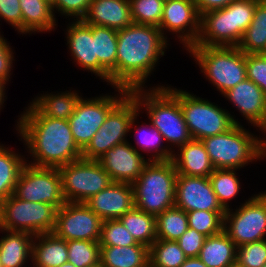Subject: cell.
Here are the masks:
<instances>
[{
	"instance_id": "6da1fadb",
	"label": "cell",
	"mask_w": 266,
	"mask_h": 267,
	"mask_svg": "<svg viewBox=\"0 0 266 267\" xmlns=\"http://www.w3.org/2000/svg\"><path fill=\"white\" fill-rule=\"evenodd\" d=\"M19 117L16 130L33 157L29 164L58 168L82 158L68 120L43 116L31 103Z\"/></svg>"
},
{
	"instance_id": "7a4b0ae2",
	"label": "cell",
	"mask_w": 266,
	"mask_h": 267,
	"mask_svg": "<svg viewBox=\"0 0 266 267\" xmlns=\"http://www.w3.org/2000/svg\"><path fill=\"white\" fill-rule=\"evenodd\" d=\"M167 36L152 25L132 23L117 30L116 87L144 88L159 58L167 49Z\"/></svg>"
},
{
	"instance_id": "3957f363",
	"label": "cell",
	"mask_w": 266,
	"mask_h": 267,
	"mask_svg": "<svg viewBox=\"0 0 266 267\" xmlns=\"http://www.w3.org/2000/svg\"><path fill=\"white\" fill-rule=\"evenodd\" d=\"M130 93L135 97L139 109L146 110L150 124L161 133L165 142L168 141L169 149L173 150L174 146L179 148L192 140L179 100L164 85L148 90L136 88Z\"/></svg>"
},
{
	"instance_id": "277c9868",
	"label": "cell",
	"mask_w": 266,
	"mask_h": 267,
	"mask_svg": "<svg viewBox=\"0 0 266 267\" xmlns=\"http://www.w3.org/2000/svg\"><path fill=\"white\" fill-rule=\"evenodd\" d=\"M177 174L171 160L150 161L132 184L135 208L156 217L175 206Z\"/></svg>"
},
{
	"instance_id": "5b68a950",
	"label": "cell",
	"mask_w": 266,
	"mask_h": 267,
	"mask_svg": "<svg viewBox=\"0 0 266 267\" xmlns=\"http://www.w3.org/2000/svg\"><path fill=\"white\" fill-rule=\"evenodd\" d=\"M186 50L222 95L247 79L246 54L238 47L191 45Z\"/></svg>"
},
{
	"instance_id": "8992f818",
	"label": "cell",
	"mask_w": 266,
	"mask_h": 267,
	"mask_svg": "<svg viewBox=\"0 0 266 267\" xmlns=\"http://www.w3.org/2000/svg\"><path fill=\"white\" fill-rule=\"evenodd\" d=\"M241 125L235 124L224 133L201 140L215 169L237 171L252 161L262 159L261 137Z\"/></svg>"
},
{
	"instance_id": "52a82bcc",
	"label": "cell",
	"mask_w": 266,
	"mask_h": 267,
	"mask_svg": "<svg viewBox=\"0 0 266 267\" xmlns=\"http://www.w3.org/2000/svg\"><path fill=\"white\" fill-rule=\"evenodd\" d=\"M165 87L179 100L186 125L194 140L224 133L235 124H240L229 111L207 99L197 97L186 90Z\"/></svg>"
},
{
	"instance_id": "ba28073f",
	"label": "cell",
	"mask_w": 266,
	"mask_h": 267,
	"mask_svg": "<svg viewBox=\"0 0 266 267\" xmlns=\"http://www.w3.org/2000/svg\"><path fill=\"white\" fill-rule=\"evenodd\" d=\"M57 208L44 202H30L13 194L0 202V229L33 235L53 233Z\"/></svg>"
},
{
	"instance_id": "9c48e42d",
	"label": "cell",
	"mask_w": 266,
	"mask_h": 267,
	"mask_svg": "<svg viewBox=\"0 0 266 267\" xmlns=\"http://www.w3.org/2000/svg\"><path fill=\"white\" fill-rule=\"evenodd\" d=\"M140 109L135 97L129 92L107 115L104 123L82 150V158L98 160L115 145L127 142Z\"/></svg>"
},
{
	"instance_id": "30bf717a",
	"label": "cell",
	"mask_w": 266,
	"mask_h": 267,
	"mask_svg": "<svg viewBox=\"0 0 266 267\" xmlns=\"http://www.w3.org/2000/svg\"><path fill=\"white\" fill-rule=\"evenodd\" d=\"M66 202L84 203L113 181L98 160L79 159L58 167Z\"/></svg>"
},
{
	"instance_id": "8fae6325",
	"label": "cell",
	"mask_w": 266,
	"mask_h": 267,
	"mask_svg": "<svg viewBox=\"0 0 266 267\" xmlns=\"http://www.w3.org/2000/svg\"><path fill=\"white\" fill-rule=\"evenodd\" d=\"M223 231L238 247L266 239V197L260 192L224 214Z\"/></svg>"
},
{
	"instance_id": "7c38bea8",
	"label": "cell",
	"mask_w": 266,
	"mask_h": 267,
	"mask_svg": "<svg viewBox=\"0 0 266 267\" xmlns=\"http://www.w3.org/2000/svg\"><path fill=\"white\" fill-rule=\"evenodd\" d=\"M13 195L30 202H44L61 208L65 203L58 168L39 167L25 163Z\"/></svg>"
},
{
	"instance_id": "4fadbf2b",
	"label": "cell",
	"mask_w": 266,
	"mask_h": 267,
	"mask_svg": "<svg viewBox=\"0 0 266 267\" xmlns=\"http://www.w3.org/2000/svg\"><path fill=\"white\" fill-rule=\"evenodd\" d=\"M114 96L102 95L91 99L81 98L74 114L68 119L73 138L83 150L104 123L108 113L130 92L121 87ZM120 94V95H119Z\"/></svg>"
},
{
	"instance_id": "5bb4252c",
	"label": "cell",
	"mask_w": 266,
	"mask_h": 267,
	"mask_svg": "<svg viewBox=\"0 0 266 267\" xmlns=\"http://www.w3.org/2000/svg\"><path fill=\"white\" fill-rule=\"evenodd\" d=\"M103 220L85 203L66 202L57 209L53 233L60 239L98 241Z\"/></svg>"
},
{
	"instance_id": "9a60e30c",
	"label": "cell",
	"mask_w": 266,
	"mask_h": 267,
	"mask_svg": "<svg viewBox=\"0 0 266 267\" xmlns=\"http://www.w3.org/2000/svg\"><path fill=\"white\" fill-rule=\"evenodd\" d=\"M201 15L194 0H166L163 6V15L159 29L164 32L178 34L180 43L188 49L194 45L200 32ZM166 30V31H164Z\"/></svg>"
},
{
	"instance_id": "2e32d148",
	"label": "cell",
	"mask_w": 266,
	"mask_h": 267,
	"mask_svg": "<svg viewBox=\"0 0 266 267\" xmlns=\"http://www.w3.org/2000/svg\"><path fill=\"white\" fill-rule=\"evenodd\" d=\"M175 188V206L185 212L226 211L219 203L209 177L177 174Z\"/></svg>"
},
{
	"instance_id": "e0dca14e",
	"label": "cell",
	"mask_w": 266,
	"mask_h": 267,
	"mask_svg": "<svg viewBox=\"0 0 266 267\" xmlns=\"http://www.w3.org/2000/svg\"><path fill=\"white\" fill-rule=\"evenodd\" d=\"M139 151L127 141L109 149L98 161L113 182L133 184L150 162Z\"/></svg>"
},
{
	"instance_id": "ac0fdd59",
	"label": "cell",
	"mask_w": 266,
	"mask_h": 267,
	"mask_svg": "<svg viewBox=\"0 0 266 267\" xmlns=\"http://www.w3.org/2000/svg\"><path fill=\"white\" fill-rule=\"evenodd\" d=\"M103 221L119 219L135 207L132 184L112 182L84 202Z\"/></svg>"
},
{
	"instance_id": "d6986e66",
	"label": "cell",
	"mask_w": 266,
	"mask_h": 267,
	"mask_svg": "<svg viewBox=\"0 0 266 267\" xmlns=\"http://www.w3.org/2000/svg\"><path fill=\"white\" fill-rule=\"evenodd\" d=\"M223 96L236 106L248 123L259 130L266 124V95L253 81L245 79Z\"/></svg>"
},
{
	"instance_id": "ffe728a7",
	"label": "cell",
	"mask_w": 266,
	"mask_h": 267,
	"mask_svg": "<svg viewBox=\"0 0 266 267\" xmlns=\"http://www.w3.org/2000/svg\"><path fill=\"white\" fill-rule=\"evenodd\" d=\"M194 46L234 47L231 3L224 8L201 14L200 32Z\"/></svg>"
},
{
	"instance_id": "44dd1931",
	"label": "cell",
	"mask_w": 266,
	"mask_h": 267,
	"mask_svg": "<svg viewBox=\"0 0 266 267\" xmlns=\"http://www.w3.org/2000/svg\"><path fill=\"white\" fill-rule=\"evenodd\" d=\"M69 25V26H68ZM67 25V45L71 56L82 69L98 76V58L95 56V39L92 37V25L82 20H73Z\"/></svg>"
},
{
	"instance_id": "7402d4cb",
	"label": "cell",
	"mask_w": 266,
	"mask_h": 267,
	"mask_svg": "<svg viewBox=\"0 0 266 267\" xmlns=\"http://www.w3.org/2000/svg\"><path fill=\"white\" fill-rule=\"evenodd\" d=\"M82 21L85 24L105 26L114 30L124 29L133 23L130 2L129 0H92Z\"/></svg>"
},
{
	"instance_id": "603a6c76",
	"label": "cell",
	"mask_w": 266,
	"mask_h": 267,
	"mask_svg": "<svg viewBox=\"0 0 266 267\" xmlns=\"http://www.w3.org/2000/svg\"><path fill=\"white\" fill-rule=\"evenodd\" d=\"M92 37L98 58V77L116 87L117 30L92 25Z\"/></svg>"
},
{
	"instance_id": "cb8c5ba5",
	"label": "cell",
	"mask_w": 266,
	"mask_h": 267,
	"mask_svg": "<svg viewBox=\"0 0 266 267\" xmlns=\"http://www.w3.org/2000/svg\"><path fill=\"white\" fill-rule=\"evenodd\" d=\"M177 151V154L173 152L171 161L178 174L209 177L214 172L215 168L201 140L192 139Z\"/></svg>"
},
{
	"instance_id": "d4e9b609",
	"label": "cell",
	"mask_w": 266,
	"mask_h": 267,
	"mask_svg": "<svg viewBox=\"0 0 266 267\" xmlns=\"http://www.w3.org/2000/svg\"><path fill=\"white\" fill-rule=\"evenodd\" d=\"M31 262L33 267H60L68 262L67 241L54 233L34 235Z\"/></svg>"
},
{
	"instance_id": "484cf974",
	"label": "cell",
	"mask_w": 266,
	"mask_h": 267,
	"mask_svg": "<svg viewBox=\"0 0 266 267\" xmlns=\"http://www.w3.org/2000/svg\"><path fill=\"white\" fill-rule=\"evenodd\" d=\"M0 239V261L3 267H23L31 259L34 235L28 232L7 231ZM29 257V258H28Z\"/></svg>"
},
{
	"instance_id": "4316f807",
	"label": "cell",
	"mask_w": 266,
	"mask_h": 267,
	"mask_svg": "<svg viewBox=\"0 0 266 267\" xmlns=\"http://www.w3.org/2000/svg\"><path fill=\"white\" fill-rule=\"evenodd\" d=\"M100 263L104 267H146L149 264V248L140 243L100 246Z\"/></svg>"
},
{
	"instance_id": "83f0119b",
	"label": "cell",
	"mask_w": 266,
	"mask_h": 267,
	"mask_svg": "<svg viewBox=\"0 0 266 267\" xmlns=\"http://www.w3.org/2000/svg\"><path fill=\"white\" fill-rule=\"evenodd\" d=\"M236 255L237 246L222 231L206 237L198 257L207 267H229L236 261Z\"/></svg>"
},
{
	"instance_id": "f1b7e54d",
	"label": "cell",
	"mask_w": 266,
	"mask_h": 267,
	"mask_svg": "<svg viewBox=\"0 0 266 267\" xmlns=\"http://www.w3.org/2000/svg\"><path fill=\"white\" fill-rule=\"evenodd\" d=\"M22 10L23 34L51 32L56 18L52 6L44 0H19Z\"/></svg>"
},
{
	"instance_id": "f546056e",
	"label": "cell",
	"mask_w": 266,
	"mask_h": 267,
	"mask_svg": "<svg viewBox=\"0 0 266 267\" xmlns=\"http://www.w3.org/2000/svg\"><path fill=\"white\" fill-rule=\"evenodd\" d=\"M82 98L76 91H65L57 94H43L30 102L43 116L53 119L68 120Z\"/></svg>"
},
{
	"instance_id": "4dcf8cb0",
	"label": "cell",
	"mask_w": 266,
	"mask_h": 267,
	"mask_svg": "<svg viewBox=\"0 0 266 267\" xmlns=\"http://www.w3.org/2000/svg\"><path fill=\"white\" fill-rule=\"evenodd\" d=\"M237 47L245 54L266 53V0L256 5L253 20Z\"/></svg>"
},
{
	"instance_id": "1f68e13d",
	"label": "cell",
	"mask_w": 266,
	"mask_h": 267,
	"mask_svg": "<svg viewBox=\"0 0 266 267\" xmlns=\"http://www.w3.org/2000/svg\"><path fill=\"white\" fill-rule=\"evenodd\" d=\"M119 220L125 228L131 233L137 243L151 247L157 239L156 217L145 211L133 208L122 215Z\"/></svg>"
},
{
	"instance_id": "d6a6232c",
	"label": "cell",
	"mask_w": 266,
	"mask_h": 267,
	"mask_svg": "<svg viewBox=\"0 0 266 267\" xmlns=\"http://www.w3.org/2000/svg\"><path fill=\"white\" fill-rule=\"evenodd\" d=\"M12 149L0 145V202L11 196L24 164L29 161Z\"/></svg>"
},
{
	"instance_id": "836d02e7",
	"label": "cell",
	"mask_w": 266,
	"mask_h": 267,
	"mask_svg": "<svg viewBox=\"0 0 266 267\" xmlns=\"http://www.w3.org/2000/svg\"><path fill=\"white\" fill-rule=\"evenodd\" d=\"M188 229V217L184 210L173 206L156 216L157 239H179Z\"/></svg>"
},
{
	"instance_id": "e575fe53",
	"label": "cell",
	"mask_w": 266,
	"mask_h": 267,
	"mask_svg": "<svg viewBox=\"0 0 266 267\" xmlns=\"http://www.w3.org/2000/svg\"><path fill=\"white\" fill-rule=\"evenodd\" d=\"M187 256L177 241L156 239L149 248V263L154 267H180Z\"/></svg>"
},
{
	"instance_id": "d590c367",
	"label": "cell",
	"mask_w": 266,
	"mask_h": 267,
	"mask_svg": "<svg viewBox=\"0 0 266 267\" xmlns=\"http://www.w3.org/2000/svg\"><path fill=\"white\" fill-rule=\"evenodd\" d=\"M209 179L219 203L225 210L229 209L228 202L237 196L241 188L235 169H215Z\"/></svg>"
},
{
	"instance_id": "8d00e7d4",
	"label": "cell",
	"mask_w": 266,
	"mask_h": 267,
	"mask_svg": "<svg viewBox=\"0 0 266 267\" xmlns=\"http://www.w3.org/2000/svg\"><path fill=\"white\" fill-rule=\"evenodd\" d=\"M141 127H136V134L140 135L137 138L136 143L139 146V149L143 150L142 152H153L148 158L149 161H169L172 159V154L175 150L169 149L168 146H163L161 143L164 140L161 133L152 125H140ZM149 127V128H148ZM139 133V134H138ZM163 146V147H162Z\"/></svg>"
},
{
	"instance_id": "74e56055",
	"label": "cell",
	"mask_w": 266,
	"mask_h": 267,
	"mask_svg": "<svg viewBox=\"0 0 266 267\" xmlns=\"http://www.w3.org/2000/svg\"><path fill=\"white\" fill-rule=\"evenodd\" d=\"M68 262L75 267H93L100 263V245L98 241H67Z\"/></svg>"
},
{
	"instance_id": "f35d334b",
	"label": "cell",
	"mask_w": 266,
	"mask_h": 267,
	"mask_svg": "<svg viewBox=\"0 0 266 267\" xmlns=\"http://www.w3.org/2000/svg\"><path fill=\"white\" fill-rule=\"evenodd\" d=\"M225 212L205 210L186 212L188 227L195 229L207 237L217 235L223 231Z\"/></svg>"
},
{
	"instance_id": "ab89813d",
	"label": "cell",
	"mask_w": 266,
	"mask_h": 267,
	"mask_svg": "<svg viewBox=\"0 0 266 267\" xmlns=\"http://www.w3.org/2000/svg\"><path fill=\"white\" fill-rule=\"evenodd\" d=\"M133 23L159 27L164 0H129Z\"/></svg>"
},
{
	"instance_id": "60d3db41",
	"label": "cell",
	"mask_w": 266,
	"mask_h": 267,
	"mask_svg": "<svg viewBox=\"0 0 266 267\" xmlns=\"http://www.w3.org/2000/svg\"><path fill=\"white\" fill-rule=\"evenodd\" d=\"M261 0H234L231 2V21L234 29V47H237L244 32L253 20L256 5Z\"/></svg>"
},
{
	"instance_id": "b9f144b4",
	"label": "cell",
	"mask_w": 266,
	"mask_h": 267,
	"mask_svg": "<svg viewBox=\"0 0 266 267\" xmlns=\"http://www.w3.org/2000/svg\"><path fill=\"white\" fill-rule=\"evenodd\" d=\"M137 242L119 219L105 220L99 238L100 246H131Z\"/></svg>"
},
{
	"instance_id": "7bdbcfd3",
	"label": "cell",
	"mask_w": 266,
	"mask_h": 267,
	"mask_svg": "<svg viewBox=\"0 0 266 267\" xmlns=\"http://www.w3.org/2000/svg\"><path fill=\"white\" fill-rule=\"evenodd\" d=\"M236 261L246 267L266 265V239L238 246Z\"/></svg>"
},
{
	"instance_id": "ee69618b",
	"label": "cell",
	"mask_w": 266,
	"mask_h": 267,
	"mask_svg": "<svg viewBox=\"0 0 266 267\" xmlns=\"http://www.w3.org/2000/svg\"><path fill=\"white\" fill-rule=\"evenodd\" d=\"M247 79L253 81L266 95V53L246 54Z\"/></svg>"
},
{
	"instance_id": "f6af8a7d",
	"label": "cell",
	"mask_w": 266,
	"mask_h": 267,
	"mask_svg": "<svg viewBox=\"0 0 266 267\" xmlns=\"http://www.w3.org/2000/svg\"><path fill=\"white\" fill-rule=\"evenodd\" d=\"M91 1L92 0H55L52 9L53 12L58 11L62 16L72 17L73 20H82L88 11Z\"/></svg>"
},
{
	"instance_id": "bcb514c9",
	"label": "cell",
	"mask_w": 266,
	"mask_h": 267,
	"mask_svg": "<svg viewBox=\"0 0 266 267\" xmlns=\"http://www.w3.org/2000/svg\"><path fill=\"white\" fill-rule=\"evenodd\" d=\"M207 236L188 227L186 232L176 241L187 258L198 257Z\"/></svg>"
},
{
	"instance_id": "7dc6e473",
	"label": "cell",
	"mask_w": 266,
	"mask_h": 267,
	"mask_svg": "<svg viewBox=\"0 0 266 267\" xmlns=\"http://www.w3.org/2000/svg\"><path fill=\"white\" fill-rule=\"evenodd\" d=\"M0 18L23 34L22 10L19 0H0Z\"/></svg>"
},
{
	"instance_id": "c3c4849f",
	"label": "cell",
	"mask_w": 266,
	"mask_h": 267,
	"mask_svg": "<svg viewBox=\"0 0 266 267\" xmlns=\"http://www.w3.org/2000/svg\"><path fill=\"white\" fill-rule=\"evenodd\" d=\"M2 36L3 34L0 33V82L6 85L10 79L14 53L7 40Z\"/></svg>"
},
{
	"instance_id": "681fc988",
	"label": "cell",
	"mask_w": 266,
	"mask_h": 267,
	"mask_svg": "<svg viewBox=\"0 0 266 267\" xmlns=\"http://www.w3.org/2000/svg\"><path fill=\"white\" fill-rule=\"evenodd\" d=\"M234 0H194L199 14L221 9L229 5Z\"/></svg>"
},
{
	"instance_id": "f907efd6",
	"label": "cell",
	"mask_w": 266,
	"mask_h": 267,
	"mask_svg": "<svg viewBox=\"0 0 266 267\" xmlns=\"http://www.w3.org/2000/svg\"><path fill=\"white\" fill-rule=\"evenodd\" d=\"M180 267H207L199 257H190Z\"/></svg>"
},
{
	"instance_id": "816d5d0a",
	"label": "cell",
	"mask_w": 266,
	"mask_h": 267,
	"mask_svg": "<svg viewBox=\"0 0 266 267\" xmlns=\"http://www.w3.org/2000/svg\"><path fill=\"white\" fill-rule=\"evenodd\" d=\"M260 130L262 131V133L264 132V136H265L266 124ZM261 156H262V159L264 157H266V139H265V137L261 138Z\"/></svg>"
},
{
	"instance_id": "f5cc1de1",
	"label": "cell",
	"mask_w": 266,
	"mask_h": 267,
	"mask_svg": "<svg viewBox=\"0 0 266 267\" xmlns=\"http://www.w3.org/2000/svg\"><path fill=\"white\" fill-rule=\"evenodd\" d=\"M5 88H6L5 85L2 82H0V110L2 109L6 97Z\"/></svg>"
},
{
	"instance_id": "db71d44e",
	"label": "cell",
	"mask_w": 266,
	"mask_h": 267,
	"mask_svg": "<svg viewBox=\"0 0 266 267\" xmlns=\"http://www.w3.org/2000/svg\"><path fill=\"white\" fill-rule=\"evenodd\" d=\"M229 267H246V266L241 265L238 261H235Z\"/></svg>"
},
{
	"instance_id": "11a10c76",
	"label": "cell",
	"mask_w": 266,
	"mask_h": 267,
	"mask_svg": "<svg viewBox=\"0 0 266 267\" xmlns=\"http://www.w3.org/2000/svg\"><path fill=\"white\" fill-rule=\"evenodd\" d=\"M60 267H75L72 263L66 262L63 263Z\"/></svg>"
},
{
	"instance_id": "9f6ffc18",
	"label": "cell",
	"mask_w": 266,
	"mask_h": 267,
	"mask_svg": "<svg viewBox=\"0 0 266 267\" xmlns=\"http://www.w3.org/2000/svg\"><path fill=\"white\" fill-rule=\"evenodd\" d=\"M46 1L47 3H49L51 6L54 4L55 0H44Z\"/></svg>"
},
{
	"instance_id": "6f0895ef",
	"label": "cell",
	"mask_w": 266,
	"mask_h": 267,
	"mask_svg": "<svg viewBox=\"0 0 266 267\" xmlns=\"http://www.w3.org/2000/svg\"><path fill=\"white\" fill-rule=\"evenodd\" d=\"M93 267H104V266L101 263H99L98 265L93 266Z\"/></svg>"
},
{
	"instance_id": "680465c9",
	"label": "cell",
	"mask_w": 266,
	"mask_h": 267,
	"mask_svg": "<svg viewBox=\"0 0 266 267\" xmlns=\"http://www.w3.org/2000/svg\"><path fill=\"white\" fill-rule=\"evenodd\" d=\"M146 267H154L151 263H149Z\"/></svg>"
}]
</instances>
